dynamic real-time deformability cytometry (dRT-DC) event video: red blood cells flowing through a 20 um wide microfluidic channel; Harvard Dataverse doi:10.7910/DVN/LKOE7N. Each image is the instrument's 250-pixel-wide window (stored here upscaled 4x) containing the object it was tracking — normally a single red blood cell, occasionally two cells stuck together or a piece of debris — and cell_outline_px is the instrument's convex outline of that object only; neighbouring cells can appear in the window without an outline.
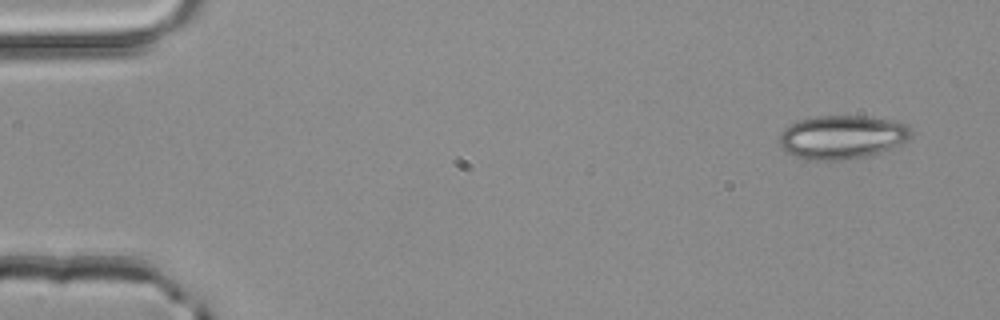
{"species": "common noctule bat (a hibernating species)", "species_latin": "Nyctalus noctula", "temperature_condition": "room temperature", "stored_images_in_passage": 3, "camera_frame_rate_fps": 3000, "um_per_image_px": 0.085, "animal": {"sex": "male", "body_mass_g": 20.4}, "frame": {"image": 1, "passage_image": 1, "time_ms": 0.0, "image_size_px": [1000, 320], "cell_outline_px": [[912, 136], [900, 148], [864, 156], [840, 160], [816, 160], [796, 156], [788, 152], [780, 144], [780, 132], [784, 128], [796, 120], [816, 116], [864, 116], [888, 120], [908, 124], [912, 128]], "centroid_in_image_um": [71.65, 11.64], "position_along_channel_um": 13.3, "area_um2": 33.76}}